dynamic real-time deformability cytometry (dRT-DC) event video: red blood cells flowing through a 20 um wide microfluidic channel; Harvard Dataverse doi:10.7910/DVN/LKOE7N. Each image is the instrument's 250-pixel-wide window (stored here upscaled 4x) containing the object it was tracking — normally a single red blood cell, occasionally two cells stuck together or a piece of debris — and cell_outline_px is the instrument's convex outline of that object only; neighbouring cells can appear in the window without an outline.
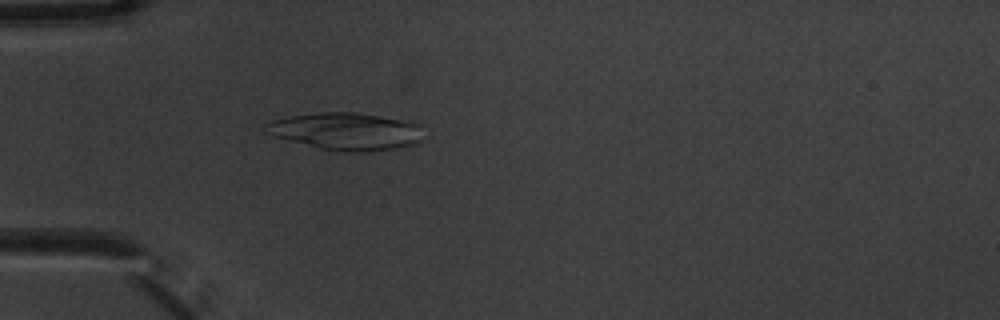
{"species": "common noctule bat (a hibernating species)", "species_latin": "Nyctalus noctula", "temperature_condition": "warm", "stored_images_in_passage": 5, "camera_frame_rate_fps": 3000, "um_per_image_px": 0.085, "animal": {"sex": "male", "body_mass_g": 20.1, "forearm_length_mm": 53.5}, "frame": {"image": 1, "passage_image": 5, "time_ms": 1.333, "image_size_px": [1000, 320], "cell_outline_px": [[420, 144], [396, 148], [368, 152], [344, 152], [320, 148], [276, 136], [264, 132], [264, 124], [272, 120], [292, 116], [316, 112], [356, 112], [412, 120], [420, 124]], "centroid_in_image_um": [29.48, 11.15], "position_along_channel_um": 55.5, "area_um2": 34.56}}